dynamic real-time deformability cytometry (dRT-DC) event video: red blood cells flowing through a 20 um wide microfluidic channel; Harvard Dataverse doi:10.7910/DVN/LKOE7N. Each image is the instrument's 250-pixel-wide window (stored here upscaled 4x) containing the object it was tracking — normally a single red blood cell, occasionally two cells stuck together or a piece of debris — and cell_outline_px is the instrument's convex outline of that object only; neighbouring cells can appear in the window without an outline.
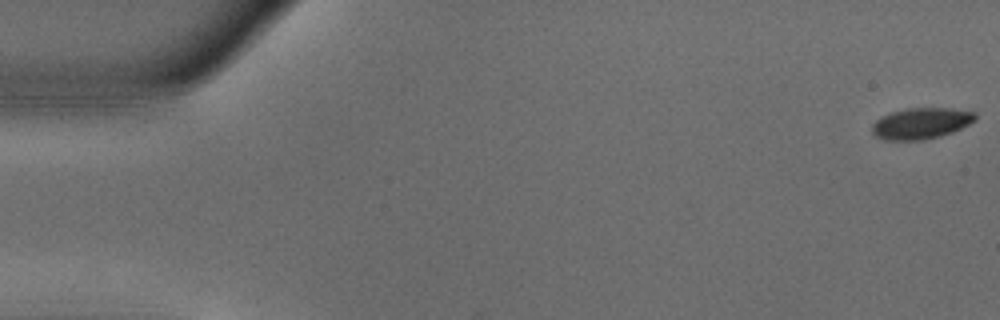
{"species": "common noctule bat (a hibernating species)", "species_latin": "Nyctalus noctula", "temperature_condition": "warm", "stored_images_in_passage": 12, "camera_frame_rate_fps": 3000, "um_per_image_px": 0.085, "animal": {"sex": "male", "body_mass_g": 18.8}, "frame": {"image": 1, "passage_image": 1, "time_ms": 0.0, "image_size_px": [1000, 320], "cell_outline_px": [[976, 120], [952, 132], [940, 136], [924, 140], [884, 140], [876, 136], [872, 132], [872, 124], [876, 120], [892, 112], [908, 108], [952, 108], [976, 112]], "centroid_in_image_um": [78.3, 10.49], "position_along_channel_um": 6.7, "area_um2": 18.67}}